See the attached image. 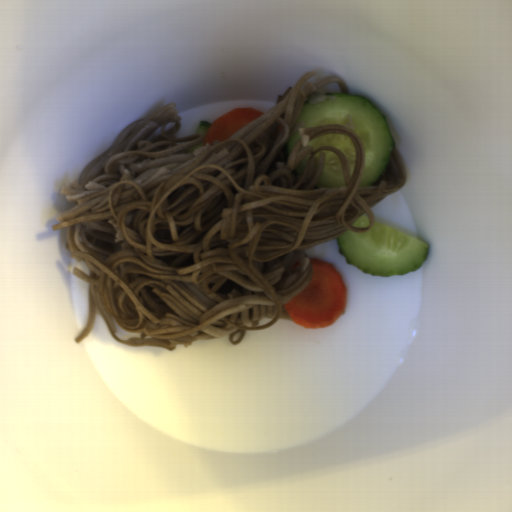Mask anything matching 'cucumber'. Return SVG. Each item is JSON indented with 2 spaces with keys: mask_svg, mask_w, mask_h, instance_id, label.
Here are the masks:
<instances>
[{
  "mask_svg": "<svg viewBox=\"0 0 512 512\" xmlns=\"http://www.w3.org/2000/svg\"><path fill=\"white\" fill-rule=\"evenodd\" d=\"M297 122H303L304 128L340 125L359 138L365 153L359 188L371 186L388 169L395 141L386 115L368 98L341 93H313L303 102Z\"/></svg>",
  "mask_w": 512,
  "mask_h": 512,
  "instance_id": "1",
  "label": "cucumber"
},
{
  "mask_svg": "<svg viewBox=\"0 0 512 512\" xmlns=\"http://www.w3.org/2000/svg\"><path fill=\"white\" fill-rule=\"evenodd\" d=\"M346 264L373 276H398L417 271L427 259L425 241L374 221L366 232L345 231L336 239Z\"/></svg>",
  "mask_w": 512,
  "mask_h": 512,
  "instance_id": "2",
  "label": "cucumber"
},
{
  "mask_svg": "<svg viewBox=\"0 0 512 512\" xmlns=\"http://www.w3.org/2000/svg\"><path fill=\"white\" fill-rule=\"evenodd\" d=\"M325 155V163L323 172L317 182L316 187L328 188V189H339L345 187L346 181L342 169L341 161L336 153L330 150H322L316 153V170L318 168L320 154Z\"/></svg>",
  "mask_w": 512,
  "mask_h": 512,
  "instance_id": "3",
  "label": "cucumber"
},
{
  "mask_svg": "<svg viewBox=\"0 0 512 512\" xmlns=\"http://www.w3.org/2000/svg\"><path fill=\"white\" fill-rule=\"evenodd\" d=\"M307 146H313V151L319 147H334L339 149L347 161L350 178L353 176L356 162V152L355 146L348 135L334 133L326 134L308 141Z\"/></svg>",
  "mask_w": 512,
  "mask_h": 512,
  "instance_id": "4",
  "label": "cucumber"
},
{
  "mask_svg": "<svg viewBox=\"0 0 512 512\" xmlns=\"http://www.w3.org/2000/svg\"><path fill=\"white\" fill-rule=\"evenodd\" d=\"M300 138H301L300 132H299V130H297L296 132H294L291 135V137L285 143V145L282 149L285 164L287 162V158H288L289 154L292 152V150L294 149L295 145L297 144V142Z\"/></svg>",
  "mask_w": 512,
  "mask_h": 512,
  "instance_id": "5",
  "label": "cucumber"
},
{
  "mask_svg": "<svg viewBox=\"0 0 512 512\" xmlns=\"http://www.w3.org/2000/svg\"><path fill=\"white\" fill-rule=\"evenodd\" d=\"M351 225L358 230L366 229L370 226V218L362 214Z\"/></svg>",
  "mask_w": 512,
  "mask_h": 512,
  "instance_id": "6",
  "label": "cucumber"
},
{
  "mask_svg": "<svg viewBox=\"0 0 512 512\" xmlns=\"http://www.w3.org/2000/svg\"><path fill=\"white\" fill-rule=\"evenodd\" d=\"M310 157H311V154H308L307 156H305L302 159V161L294 168L293 172L296 177H299L300 175H302L304 173Z\"/></svg>",
  "mask_w": 512,
  "mask_h": 512,
  "instance_id": "7",
  "label": "cucumber"
},
{
  "mask_svg": "<svg viewBox=\"0 0 512 512\" xmlns=\"http://www.w3.org/2000/svg\"><path fill=\"white\" fill-rule=\"evenodd\" d=\"M212 124L213 123L210 122L209 120H205V119L200 120L195 133L205 136L206 132L208 131V129L211 127Z\"/></svg>",
  "mask_w": 512,
  "mask_h": 512,
  "instance_id": "8",
  "label": "cucumber"
}]
</instances>
